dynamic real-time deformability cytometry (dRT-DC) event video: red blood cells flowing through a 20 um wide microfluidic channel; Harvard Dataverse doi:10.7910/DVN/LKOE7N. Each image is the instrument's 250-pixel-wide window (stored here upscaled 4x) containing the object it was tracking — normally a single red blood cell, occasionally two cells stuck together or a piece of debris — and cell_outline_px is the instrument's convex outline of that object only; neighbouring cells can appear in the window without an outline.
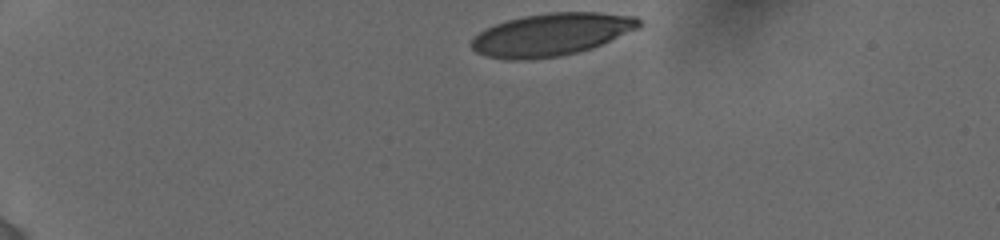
{"species": "human", "species_latin": "Homo sapiens", "temperature_condition": "cold", "stored_images_in_passage": 9, "camera_frame_rate_fps": 3000, "um_per_image_px": 0.085, "donor": {"sex": "female"}, "frame": {"image": 1, "passage_image": 1, "time_ms": 0.0, "image_size_px": [1000, 240], "cell_outline_px": [[640, 28], [592, 48], [560, 56], [532, 60], [504, 60], [484, 56], [476, 52], [468, 44], [484, 28], [508, 20], [524, 16], [548, 12], [600, 12], [636, 16], [640, 20]], "centroid_in_image_um": [46.85, 2.94], "position_along_channel_um": 38.1, "area_um2": 41.85}}